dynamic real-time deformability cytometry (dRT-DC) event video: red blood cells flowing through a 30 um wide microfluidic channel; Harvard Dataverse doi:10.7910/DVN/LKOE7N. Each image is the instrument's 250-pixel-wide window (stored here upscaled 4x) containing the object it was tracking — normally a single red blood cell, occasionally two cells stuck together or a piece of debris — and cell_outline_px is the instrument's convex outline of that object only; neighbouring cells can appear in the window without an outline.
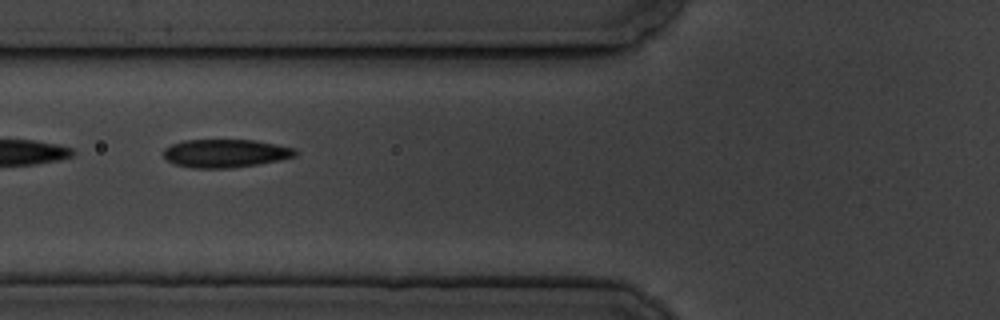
{"species": "common noctule bat (a hibernating species)", "species_latin": "Nyctalus noctula", "temperature_condition": "cold", "stored_images_in_passage": 7, "camera_frame_rate_fps": 3000, "um_per_image_px": 0.085, "animal": {"sex": "male", "body_mass_g": 19.5, "forearm_length_mm": 54.6}, "frame": {"image": 1, "passage_image": 7, "time_ms": 7.0, "image_size_px": [1000, 320], "cell_outline_px": [[300, 152], [296, 156], [280, 160], [232, 168], [192, 168], [176, 164], [168, 160], [164, 156], [164, 148], [172, 144], [184, 140], [256, 140], [296, 148]], "centroid_in_image_um": [19.21, 13.03], "position_along_channel_um": 106.6, "area_um2": 21.73}}